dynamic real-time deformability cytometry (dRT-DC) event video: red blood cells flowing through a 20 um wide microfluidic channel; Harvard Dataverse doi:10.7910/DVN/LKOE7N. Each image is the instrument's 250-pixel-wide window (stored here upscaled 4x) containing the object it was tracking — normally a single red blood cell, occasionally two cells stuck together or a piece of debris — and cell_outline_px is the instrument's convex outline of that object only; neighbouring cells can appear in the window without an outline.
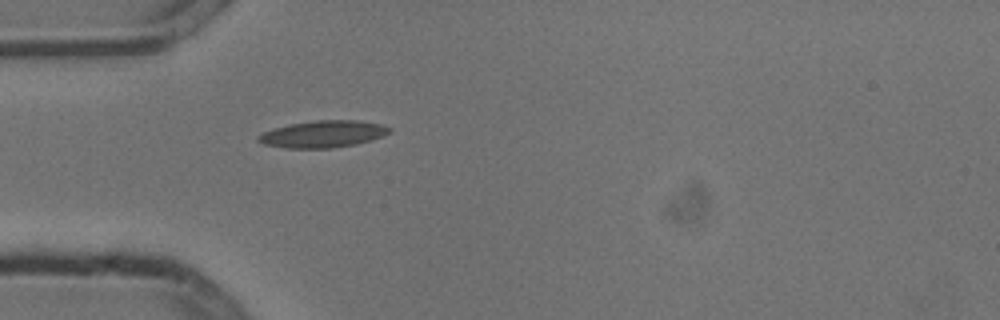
{"species": "common noctule bat (a hibernating species)", "species_latin": "Nyctalus noctula", "temperature_condition": "cold", "stored_images_in_passage": 1, "camera_frame_rate_fps": 3000, "um_per_image_px": 0.085, "animal": {"sex": "male", "body_mass_g": 13.3}, "frame": {"image": 1, "passage_image": 1, "time_ms": 0.0, "image_size_px": [1000, 320], "cell_outline_px": [[392, 132], [384, 136], [372, 140], [356, 144], [332, 148], [288, 148], [264, 144], [256, 140], [256, 136], [264, 132], [288, 124], [316, 120], [356, 120], [380, 124], [392, 128]], "centroid_in_image_um": [27.49, 11.39], "position_along_channel_um": 57.5, "area_um2": 20.63}}